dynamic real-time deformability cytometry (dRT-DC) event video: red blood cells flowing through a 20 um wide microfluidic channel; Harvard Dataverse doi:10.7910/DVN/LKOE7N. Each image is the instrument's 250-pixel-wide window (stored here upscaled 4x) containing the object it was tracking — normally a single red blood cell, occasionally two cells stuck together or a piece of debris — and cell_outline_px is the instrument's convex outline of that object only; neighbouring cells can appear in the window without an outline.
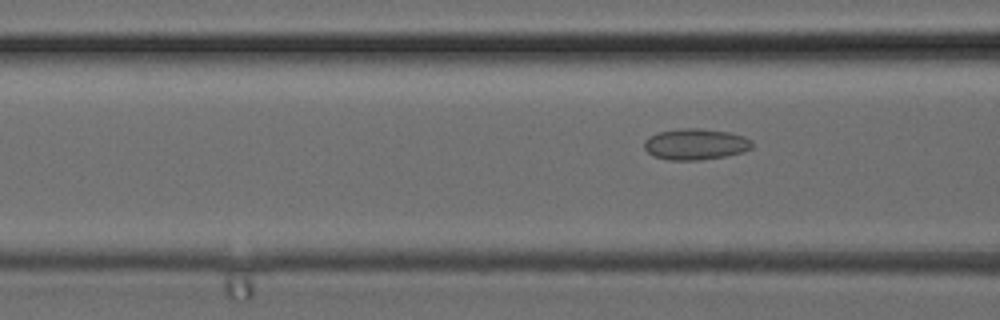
{"species": "common noctule bat (a hibernating species)", "species_latin": "Nyctalus noctula", "temperature_condition": "cold", "stored_images_in_passage": 5, "camera_frame_rate_fps": 3000, "um_per_image_px": 0.085, "animal": {"sex": "female", "body_mass_g": 24.6, "forearm_length_mm": 56.2}, "frame": {"image": 1, "passage_image": 5, "time_ms": 1.333, "image_size_px": [1000, 320], "cell_outline_px": [[752, 148], [740, 152], [724, 156], [700, 160], [668, 160], [652, 156], [644, 148], [644, 140], [648, 136], [660, 132], [680, 128], [700, 128], [728, 132], [744, 136], [752, 140]], "centroid_in_image_um": [59.08, 12.25], "position_along_channel_um": 107.5, "area_um2": 19.59}}